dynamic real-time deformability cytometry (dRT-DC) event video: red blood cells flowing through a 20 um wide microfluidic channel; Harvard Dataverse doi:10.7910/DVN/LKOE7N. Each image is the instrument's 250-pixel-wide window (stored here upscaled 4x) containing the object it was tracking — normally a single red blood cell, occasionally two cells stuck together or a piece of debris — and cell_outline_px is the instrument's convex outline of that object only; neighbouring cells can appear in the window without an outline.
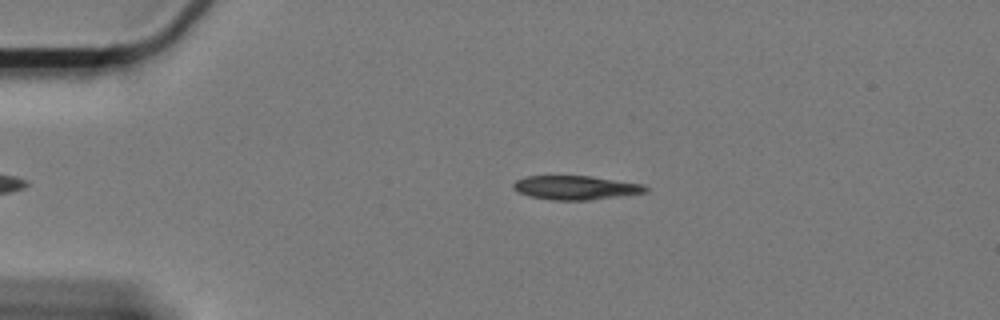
{"species": "Egyptian fruit bat (a non-hibernating species)", "species_latin": "Rousettus aegyptiacus", "temperature_condition": "cold", "stored_images_in_passage": 42, "camera_frame_rate_fps": 3000, "um_per_image_px": 0.085, "animal": {"sex": "female"}, "frame": {"image": 1, "passage_image": 2, "time_ms": 0.333, "image_size_px": [1000, 320], "cell_outline_px": [[648, 192], [588, 200], [552, 200], [532, 196], [520, 192], [512, 188], [512, 184], [516, 180], [524, 176], [592, 176], [644, 184], [648, 188]], "centroid_in_image_um": [48.95, 15.94], "position_along_channel_um": 36.1, "area_um2": 18.38}}
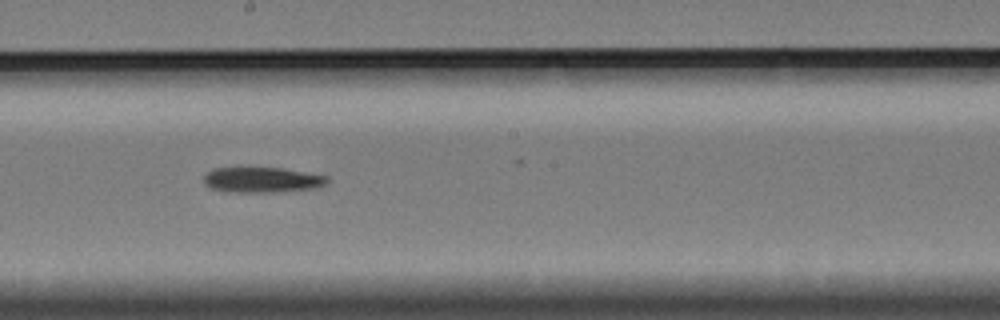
{"frame": {"image": 2, "passage_image": 23, "time_ms": 7.333, "image_size_px": [1000, 320], "cell_outline_px": [[328, 180], [324, 184], [312, 188], [272, 192], [236, 192], [212, 188], [204, 184], [204, 176], [208, 172], [216, 168], [240, 164], [280, 168], [328, 176]], "centroid_in_image_um": [22.18, 15.23], "position_along_channel_um": 226.0, "area_um2": 18.67}}
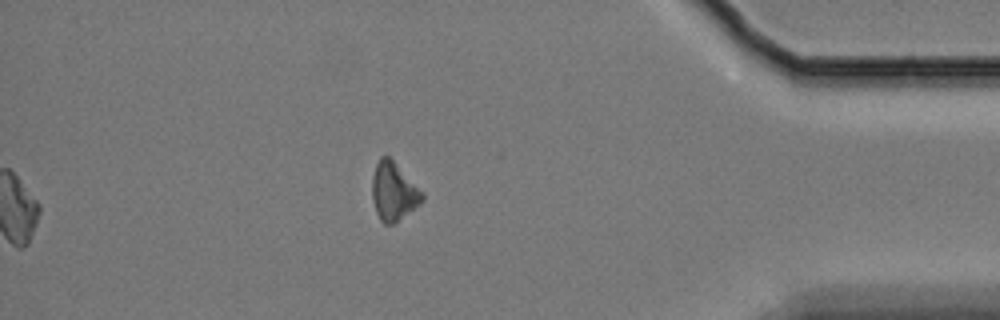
{"frame": {"image": 3, "passage_image": 42, "time_ms": 13.667, "image_size_px": [1000, 320], "cell_outline_px": [[424, 200], [420, 204], [396, 224], [384, 224], [380, 220], [376, 212], [372, 200], [372, 176], [376, 164], [380, 156], [388, 156], [424, 192]], "centroid_in_image_um": [33.46, 16.32], "position_along_channel_um": 401.7, "area_um2": 17.17}, "authors_computed_cell_mechanics": {"area_um2": 18.496, "velocity_mm_per_s": 3.3031, "shape_relaxation_time_tau1_ms": 1.7409, "shape_relaxation_time_tau2_ms": null, "deformation_change_tau1": 0.1025, "deformation_change_tau2": null}}